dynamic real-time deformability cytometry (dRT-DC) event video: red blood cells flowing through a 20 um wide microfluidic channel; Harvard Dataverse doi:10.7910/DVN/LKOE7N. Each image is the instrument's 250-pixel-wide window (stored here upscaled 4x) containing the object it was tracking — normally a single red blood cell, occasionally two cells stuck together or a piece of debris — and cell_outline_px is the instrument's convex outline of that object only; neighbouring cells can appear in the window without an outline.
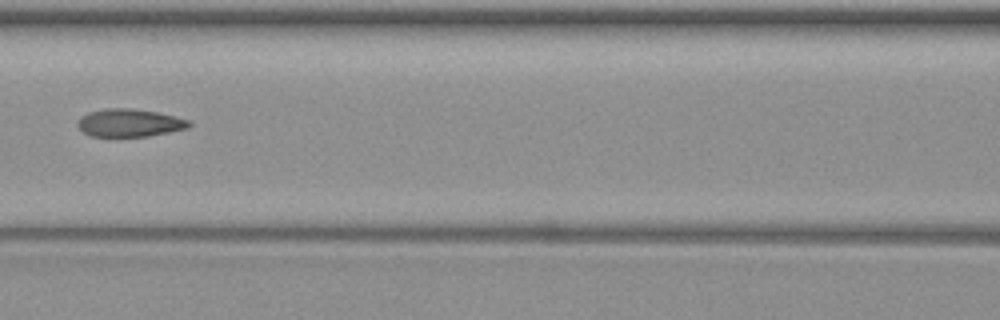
{"species": "common noctule bat (a hibernating species)", "species_latin": "Nyctalus noctula", "temperature_condition": "warm", "stored_images_in_passage": 8, "segment_of_instrument_passage": [1, 2], "camera_frame_rate_fps": 3000, "um_per_image_px": 0.085, "animal": {"sex": "female", "body_mass_g": 19.3, "forearm_length_mm": 54.1}, "frame": {"image": 1, "passage_image": 4, "time_ms": 3.667, "image_size_px": [1000, 320], "cell_outline_px": [[192, 124], [188, 128], [148, 136], [92, 136], [84, 132], [76, 124], [80, 116], [88, 112], [104, 108], [128, 108], [156, 112], [188, 120]], "centroid_in_image_um": [10.97, 10.43], "position_along_channel_um": 155.6, "area_um2": 17.86}}
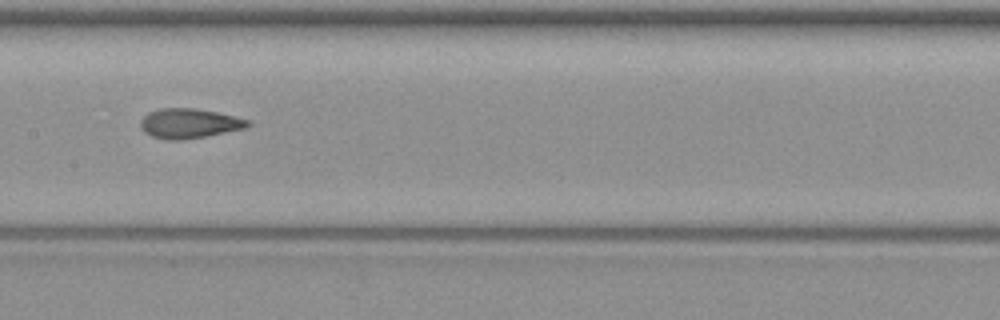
{"frame": {"image": 2, "passage_image": 5, "time_ms": 4.667, "image_size_px": [1000, 320], "cell_outline_px": [[252, 124], [244, 128], [204, 136], [180, 140], [164, 140], [152, 136], [144, 132], [140, 128], [140, 120], [148, 112], [160, 108], [196, 108], [216, 112], [248, 120]], "centroid_in_image_um": [16.01, 10.48], "position_along_channel_um": 191.4, "area_um2": 18.44}}
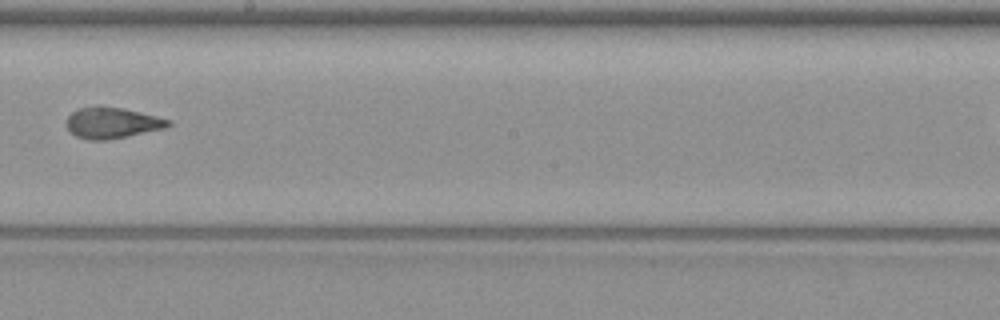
{"frame": {"image": 3, "passage_image": 6, "time_ms": 6.0, "image_size_px": [1000, 320], "cell_outline_px": [[172, 124], [164, 128], [108, 140], [88, 140], [76, 136], [64, 124], [68, 116], [76, 108], [96, 104], [100, 104], [124, 108], [172, 120]], "centroid_in_image_um": [9.48, 10.41], "position_along_channel_um": 238.7, "area_um2": 18.79}}